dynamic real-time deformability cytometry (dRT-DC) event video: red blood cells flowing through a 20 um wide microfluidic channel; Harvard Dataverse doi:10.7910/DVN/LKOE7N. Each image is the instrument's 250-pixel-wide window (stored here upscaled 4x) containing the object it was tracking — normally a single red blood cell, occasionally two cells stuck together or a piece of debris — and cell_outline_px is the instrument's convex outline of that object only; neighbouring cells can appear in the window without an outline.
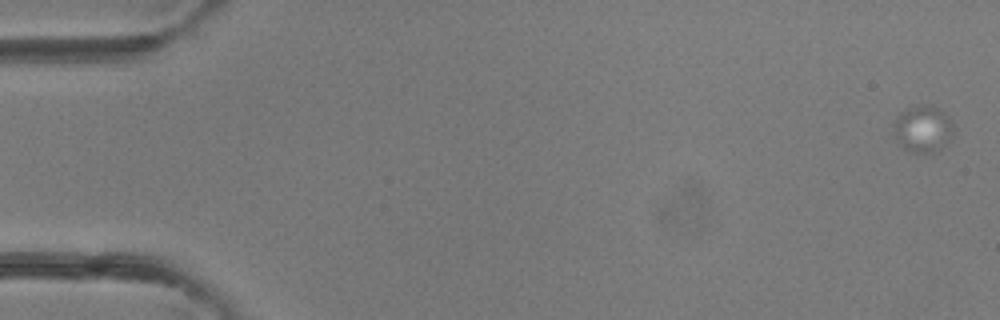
{"species": "common noctule bat (a hibernating species)", "species_latin": "Nyctalus noctula", "temperature_condition": "room temperature", "stored_images_in_passage": 4, "camera_frame_rate_fps": 3000, "um_per_image_px": 0.085, "animal": {"sex": "female"}, "frame": {"image": 1, "passage_image": 1, "time_ms": 0.0, "image_size_px": [1000, 320], "cell_outline_px": [[952, 140], [940, 152], [908, 152], [896, 140], [892, 132], [892, 124], [896, 116], [900, 112], [912, 108], [936, 108], [944, 112], [952, 120]], "centroid_in_image_um": [78.44, 11.04], "position_along_channel_um": 6.6, "area_um2": 16.3}}
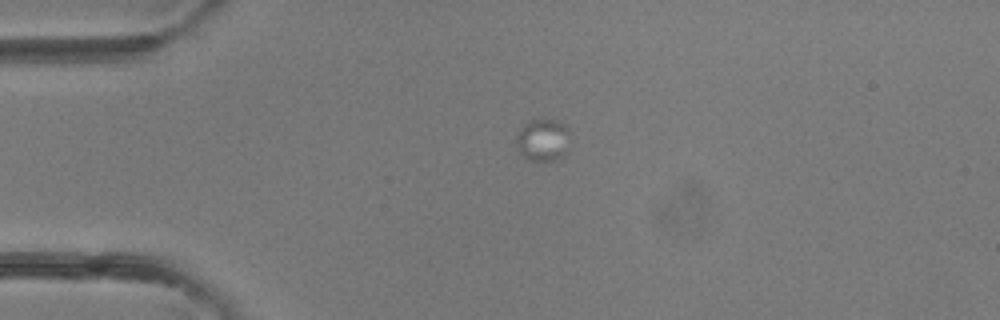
{"frame": {"image": 2, "passage_image": 4, "time_ms": 3.333, "image_size_px": [1000, 320], "cell_outline_px": [[568, 132], [564, 156], [556, 160], [528, 160], [520, 152], [516, 140], [516, 136], [520, 128], [524, 124], [532, 120], [544, 116], [568, 124]], "centroid_in_image_um": [46.14, 11.83], "position_along_channel_um": 38.9, "area_um2": 13.35}}